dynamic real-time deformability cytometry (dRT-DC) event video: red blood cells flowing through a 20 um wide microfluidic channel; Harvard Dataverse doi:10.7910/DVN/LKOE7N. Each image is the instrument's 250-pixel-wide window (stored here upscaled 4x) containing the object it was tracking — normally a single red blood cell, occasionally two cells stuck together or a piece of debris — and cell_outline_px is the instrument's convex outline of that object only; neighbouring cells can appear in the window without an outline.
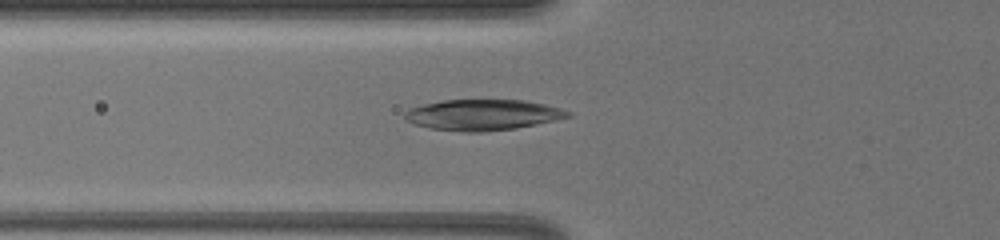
{"species": "common noctule bat (a hibernating species)", "species_latin": "Nyctalus noctula", "temperature_condition": "warm", "stored_images_in_passage": 6, "camera_frame_rate_fps": 3000, "um_per_image_px": 0.085, "animal": {"sex": "female", "body_mass_g": 19.5, "forearm_length_mm": 54.1}, "frame": {"image": 1, "passage_image": 6, "time_ms": 5.333, "image_size_px": [1000, 240], "cell_outline_px": [[572, 116], [556, 120], [516, 128], [484, 132], [464, 132], [432, 128], [416, 124], [408, 120], [404, 116], [404, 112], [408, 108], [424, 104], [444, 100], [524, 100], [544, 104], [560, 108], [572, 112]], "centroid_in_image_um": [41.06, 9.76], "position_along_channel_um": 84.7, "area_um2": 29.19}}